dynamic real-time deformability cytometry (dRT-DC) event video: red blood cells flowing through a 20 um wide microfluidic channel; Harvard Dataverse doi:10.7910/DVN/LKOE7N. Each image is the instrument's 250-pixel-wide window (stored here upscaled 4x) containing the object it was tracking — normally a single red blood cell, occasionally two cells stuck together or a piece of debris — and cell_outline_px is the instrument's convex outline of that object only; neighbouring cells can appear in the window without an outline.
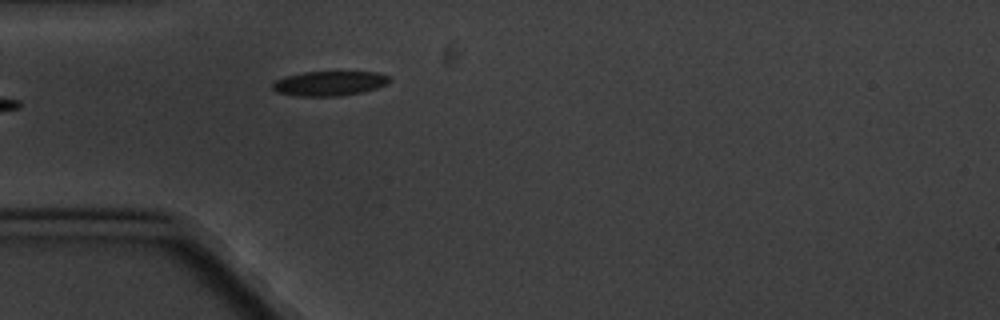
{"species": "common noctule bat (a hibernating species)", "species_latin": "Nyctalus noctula", "temperature_condition": "cold", "stored_images_in_passage": 6, "camera_frame_rate_fps": 3000, "um_per_image_px": 0.085, "animal": {"sex": "male", "body_mass_g": 20.1, "forearm_length_mm": 53.5}, "frame": {"image": 1, "passage_image": 6, "time_ms": 5.667, "image_size_px": [1000, 320], "cell_outline_px": [[392, 80], [388, 84], [364, 92], [336, 96], [296, 96], [276, 92], [272, 88], [272, 84], [276, 80], [284, 76], [304, 72], [376, 72], [388, 76]], "centroid_in_image_um": [28.0, 7.09], "position_along_channel_um": 57.0, "area_um2": 16.88}}